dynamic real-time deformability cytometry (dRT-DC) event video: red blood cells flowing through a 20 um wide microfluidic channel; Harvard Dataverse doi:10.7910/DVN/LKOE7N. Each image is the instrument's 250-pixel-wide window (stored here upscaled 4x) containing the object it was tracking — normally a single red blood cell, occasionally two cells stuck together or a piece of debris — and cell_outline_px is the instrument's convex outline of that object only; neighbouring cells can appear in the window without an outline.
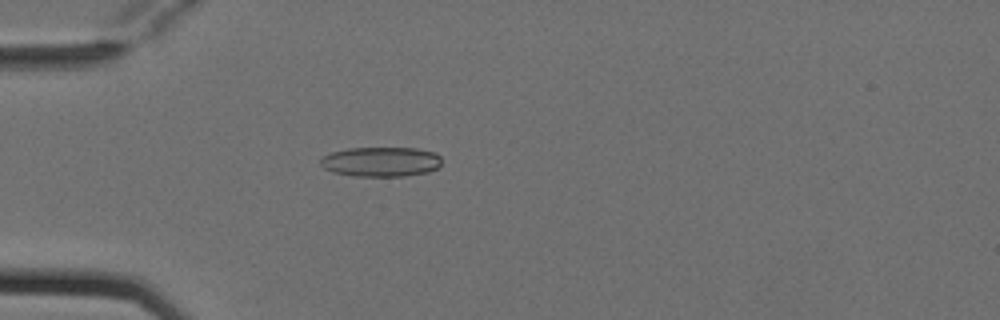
{"species": "Egyptian fruit bat (a non-hibernating species)", "species_latin": "Rousettus aegyptiacus", "temperature_condition": "cold", "stored_images_in_passage": 4, "camera_frame_rate_fps": 3000, "um_per_image_px": 0.085, "animal": {"sex": "female"}, "frame": {"image": 1, "passage_image": 4, "time_ms": 1.0, "image_size_px": [1000, 320], "cell_outline_px": [[440, 164], [436, 168], [428, 172], [404, 176], [352, 176], [332, 172], [324, 168], [320, 164], [320, 160], [324, 156], [332, 152], [348, 148], [416, 148], [436, 152], [440, 156]], "centroid_in_image_um": [32.38, 13.75], "position_along_channel_um": 52.6, "area_um2": 21.04}}